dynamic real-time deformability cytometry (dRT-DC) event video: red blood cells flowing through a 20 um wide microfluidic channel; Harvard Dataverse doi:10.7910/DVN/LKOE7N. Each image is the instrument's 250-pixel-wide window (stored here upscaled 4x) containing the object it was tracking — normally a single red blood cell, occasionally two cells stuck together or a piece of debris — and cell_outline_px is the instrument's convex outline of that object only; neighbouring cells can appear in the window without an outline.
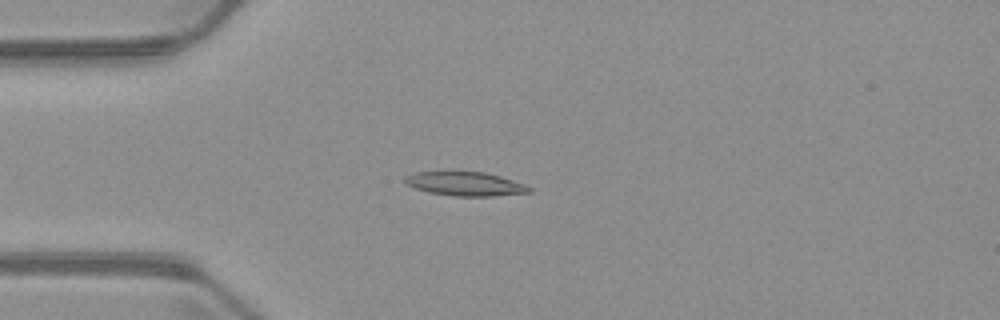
{"species": "common noctule bat (a hibernating species)", "species_latin": "Nyctalus noctula", "temperature_condition": "warm", "stored_images_in_passage": 4, "camera_frame_rate_fps": 3000, "um_per_image_px": 0.085, "animal": {"sex": "male", "body_mass_g": 23.1, "forearm_length_mm": 52.7}, "frame": {"image": 1, "passage_image": 4, "time_ms": 3.333, "image_size_px": [1000, 320], "cell_outline_px": [[532, 192], [492, 196], [452, 196], [428, 192], [416, 188], [408, 184], [404, 180], [404, 176], [416, 172], [484, 172], [500, 176], [524, 184], [532, 188]], "centroid_in_image_um": [39.56, 15.63], "position_along_channel_um": 45.4, "area_um2": 17.17}}